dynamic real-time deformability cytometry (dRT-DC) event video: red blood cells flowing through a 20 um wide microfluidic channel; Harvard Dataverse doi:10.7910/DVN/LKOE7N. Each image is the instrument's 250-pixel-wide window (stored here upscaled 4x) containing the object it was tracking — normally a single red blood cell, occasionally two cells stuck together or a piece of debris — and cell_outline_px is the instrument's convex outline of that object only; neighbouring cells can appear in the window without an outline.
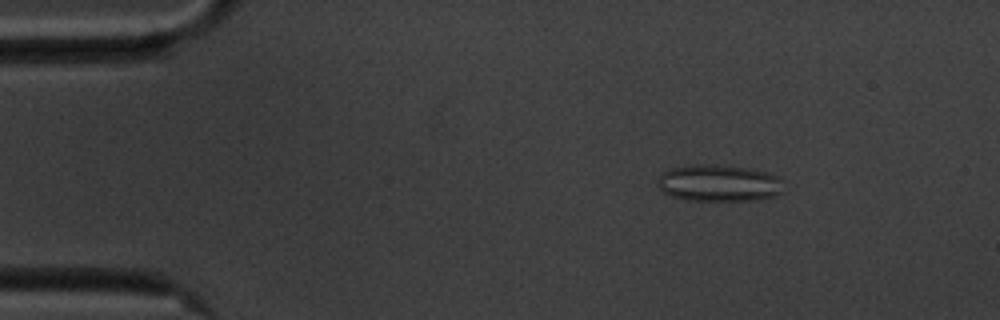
{"species": "common noctule bat (a hibernating species)", "species_latin": "Nyctalus noctula", "temperature_condition": "cold", "stored_images_in_passage": 54, "camera_frame_rate_fps": 3000, "um_per_image_px": 0.085, "animal": {"sex": "male", "body_mass_g": 20.1, "forearm_length_mm": 53.5}, "frame": {"image": 1, "passage_image": 6, "time_ms": 1.667, "image_size_px": [1000, 320], "cell_outline_px": [[784, 192], [776, 196], [756, 200], [688, 200], [672, 196], [664, 192], [656, 184], [656, 180], [664, 172], [672, 168], [704, 164], [716, 164], [744, 168], [764, 172], [776, 176], [784, 180]], "centroid_in_image_um": [61.15, 15.58], "position_along_channel_um": 23.9, "area_um2": 26.93}}
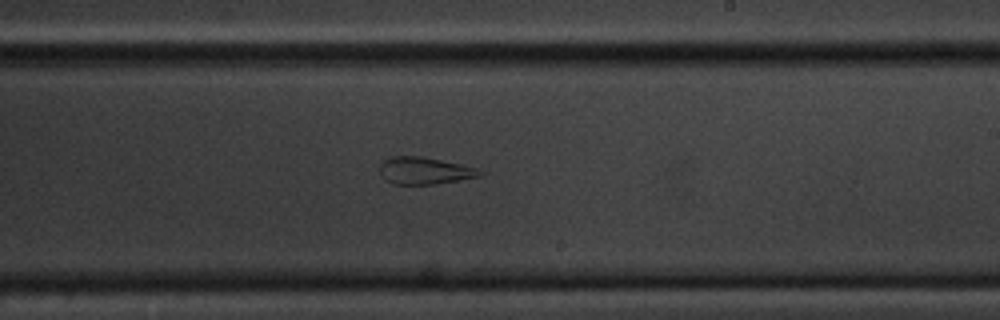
{"frame": {"image": 2, "passage_image": 31, "time_ms": 10.0, "image_size_px": [1000, 320], "cell_outline_px": [[484, 172], [480, 176], [460, 180], [436, 184], [392, 184], [384, 180], [380, 172], [380, 164], [384, 160], [392, 156], [420, 156], [460, 164], [476, 168]], "centroid_in_image_um": [36.06, 14.52], "position_along_channel_um": 252.9, "area_um2": 15.78}}
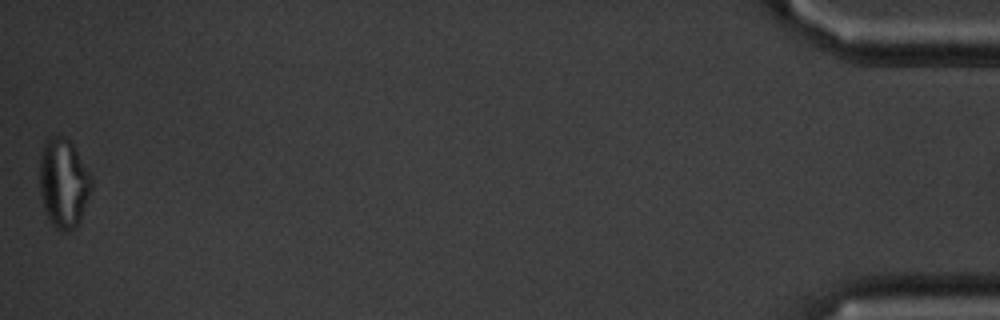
{"frame": {"image": 3, "passage_image": 54, "time_ms": 17.667, "image_size_px": [1000, 320], "cell_outline_px": [[92, 188], [80, 220], [68, 232], [60, 232], [52, 224], [44, 208], [40, 192], [40, 156], [44, 144], [52, 136], [64, 136], [72, 144], [92, 176]], "centroid_in_image_um": [5.41, 15.57], "position_along_channel_um": 429.8, "area_um2": 26.7}, "authors_computed_cell_mechanics": {"area_um2": 23.6113, "velocity_mm_per_s": 3.5471, "shape_relaxation_time_tau1_ms": null, "shape_relaxation_time_tau2_ms": 1.8415, "deformation_change_tau1": null, "deformation_change_tau2": 0.1012}}